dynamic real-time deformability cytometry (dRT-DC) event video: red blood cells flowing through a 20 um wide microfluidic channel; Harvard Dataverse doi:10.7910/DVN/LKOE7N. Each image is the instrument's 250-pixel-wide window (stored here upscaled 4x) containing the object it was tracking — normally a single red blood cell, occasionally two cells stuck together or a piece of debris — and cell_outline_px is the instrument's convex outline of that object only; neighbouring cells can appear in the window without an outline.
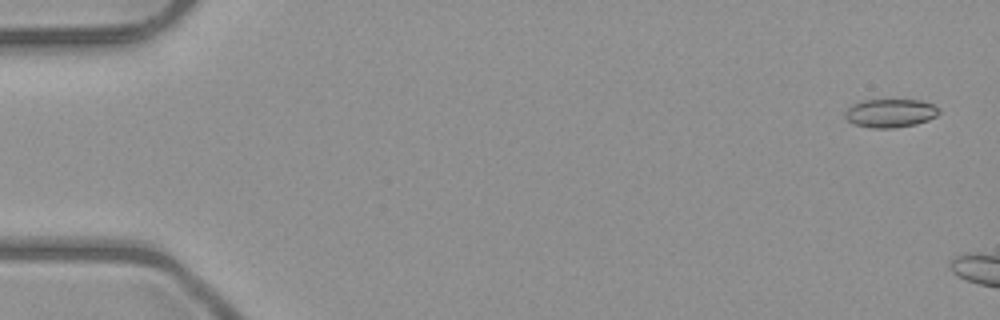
{"species": "common noctule bat (a hibernating species)", "species_latin": "Nyctalus noctula", "temperature_condition": "room temperature", "stored_images_in_passage": 2, "camera_frame_rate_fps": 3000, "um_per_image_px": 0.085, "animal": {"sex": "male", "body_mass_g": 23.1, "forearm_length_mm": 52.7}, "frame": {"image": 1, "passage_image": 1, "time_ms": 0.0, "image_size_px": [1000, 320], "cell_outline_px": [[940, 112], [936, 116], [928, 120], [916, 124], [892, 128], [872, 128], [852, 124], [844, 116], [844, 112], [852, 104], [864, 100], [920, 100], [932, 104], [940, 108]], "centroid_in_image_um": [75.67, 9.62], "position_along_channel_um": 9.3, "area_um2": 15.66}}